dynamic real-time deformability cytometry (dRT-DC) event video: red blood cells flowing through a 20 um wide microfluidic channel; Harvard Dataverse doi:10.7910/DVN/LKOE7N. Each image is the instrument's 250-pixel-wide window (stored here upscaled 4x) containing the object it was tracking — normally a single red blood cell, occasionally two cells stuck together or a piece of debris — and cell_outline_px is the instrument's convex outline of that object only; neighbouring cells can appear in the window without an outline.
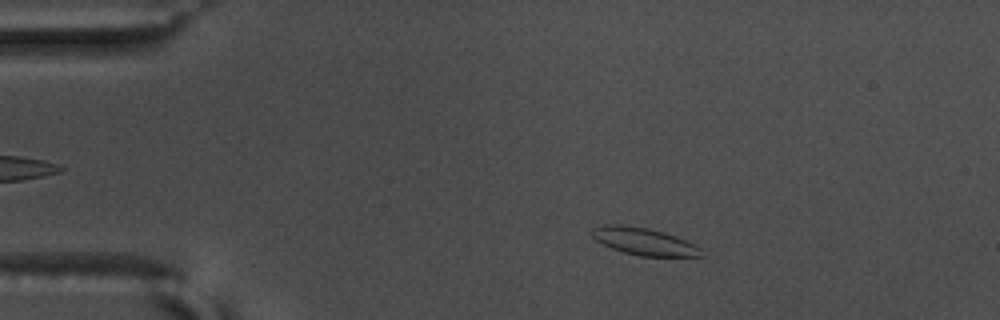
{"species": "common noctule bat (a hibernating species)", "species_latin": "Nyctalus noctula", "temperature_condition": "warm", "stored_images_in_passage": 55, "camera_frame_rate_fps": 3000, "um_per_image_px": 0.085, "animal": {"sex": "male", "body_mass_g": 17.5, "forearm_length_mm": 52.3}, "frame": {"image": 1, "passage_image": 9, "time_ms": 2.667, "image_size_px": [1000, 320], "cell_outline_px": [[704, 256], [640, 256], [624, 252], [612, 248], [596, 240], [588, 232], [592, 228], [604, 224], [620, 224], [648, 228], [664, 232], [676, 236], [700, 248]], "centroid_in_image_um": [54.68, 20.5], "position_along_channel_um": 30.3, "area_um2": 17.28}}
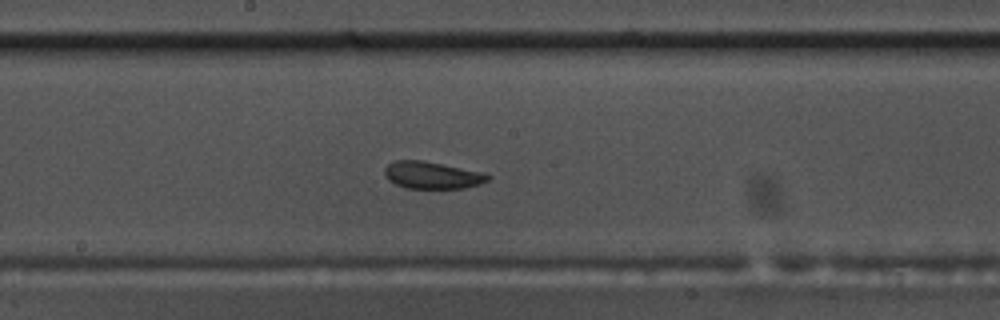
{"frame": {"image": 2, "passage_image": 29, "time_ms": 9.333, "image_size_px": [1000, 320], "cell_outline_px": [[492, 176], [488, 180], [480, 184], [464, 188], [408, 188], [396, 184], [388, 180], [384, 172], [384, 168], [388, 164], [396, 160], [424, 160], [484, 172]], "centroid_in_image_um": [36.75, 14.88], "position_along_channel_um": 211.4, "area_um2": 16.42}}
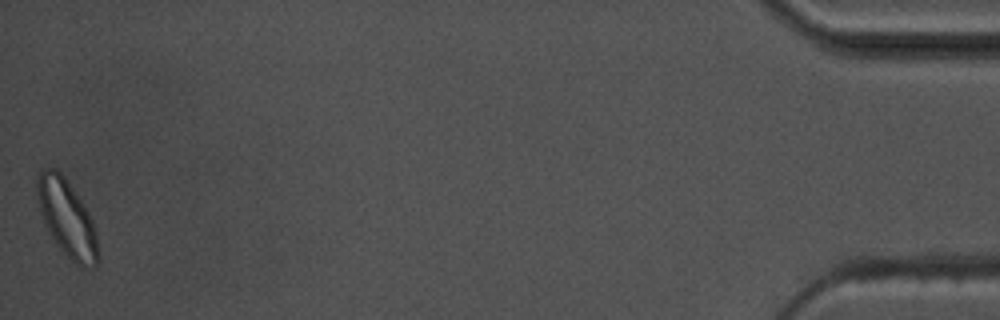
{"frame": {"image": 3, "passage_image": 55, "time_ms": 18.0, "image_size_px": [1000, 320], "cell_outline_px": [[100, 260], [96, 264], [84, 268], [80, 268], [60, 248], [48, 232], [44, 224], [36, 200], [36, 172], [40, 168], [56, 168], [68, 180], [84, 204], [92, 220], [96, 232]], "centroid_in_image_um": [5.66, 18.5], "position_along_channel_um": 429.5, "area_um2": 27.8}, "authors_computed_cell_mechanics": {"area_um2": 17.629, "velocity_mm_per_s": 3.6089, "shape_relaxation_time_tau1_ms": 3.2406, "shape_relaxation_time_tau2_ms": null, "deformation_change_tau1": 0.0825, "deformation_change_tau2": null}}